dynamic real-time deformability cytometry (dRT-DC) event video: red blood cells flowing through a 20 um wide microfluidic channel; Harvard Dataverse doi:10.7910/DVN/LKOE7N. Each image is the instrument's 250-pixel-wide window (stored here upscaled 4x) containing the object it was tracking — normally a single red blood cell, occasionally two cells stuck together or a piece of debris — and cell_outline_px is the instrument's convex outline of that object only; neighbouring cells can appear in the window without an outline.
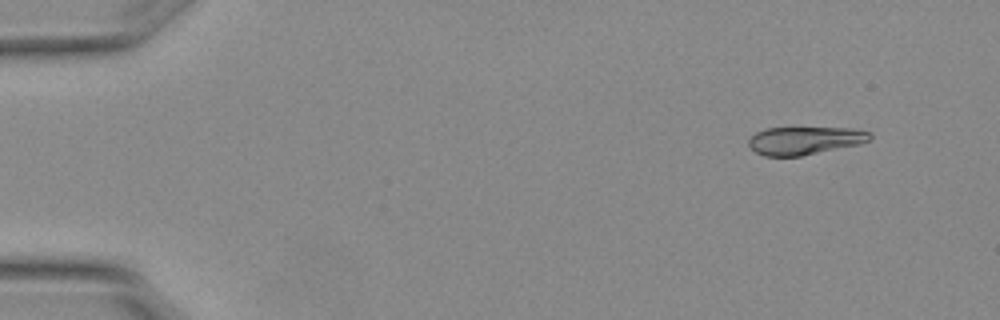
{"species": "Egyptian fruit bat (a non-hibernating species)", "species_latin": "Rousettus aegyptiacus", "temperature_condition": "warm", "stored_images_in_passage": 6, "camera_frame_rate_fps": 3000, "um_per_image_px": 0.085, "animal": {"sex": "female"}, "frame": {"image": 1, "passage_image": 2, "time_ms": 0.333, "image_size_px": [1000, 320], "cell_outline_px": [[872, 140], [860, 144], [800, 156], [764, 156], [756, 152], [748, 144], [748, 140], [756, 132], [764, 128], [852, 128], [872, 132]], "centroid_in_image_um": [68.44, 11.94], "position_along_channel_um": 16.6, "area_um2": 19.83}}
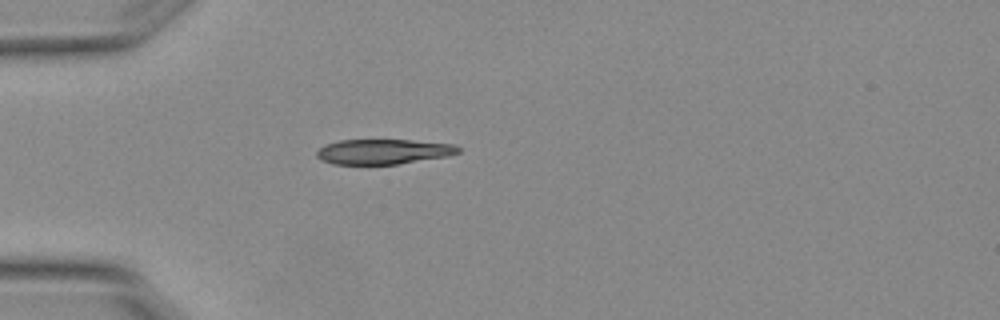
{"frame": {"image": 2, "passage_image": 5, "time_ms": 1.333, "image_size_px": [1000, 320], "cell_outline_px": [[460, 152], [448, 156], [396, 164], [332, 164], [320, 160], [316, 156], [316, 152], [324, 144], [340, 140], [412, 140], [456, 144], [460, 148]], "centroid_in_image_um": [32.57, 12.88], "position_along_channel_um": 52.4, "area_um2": 20.75}}